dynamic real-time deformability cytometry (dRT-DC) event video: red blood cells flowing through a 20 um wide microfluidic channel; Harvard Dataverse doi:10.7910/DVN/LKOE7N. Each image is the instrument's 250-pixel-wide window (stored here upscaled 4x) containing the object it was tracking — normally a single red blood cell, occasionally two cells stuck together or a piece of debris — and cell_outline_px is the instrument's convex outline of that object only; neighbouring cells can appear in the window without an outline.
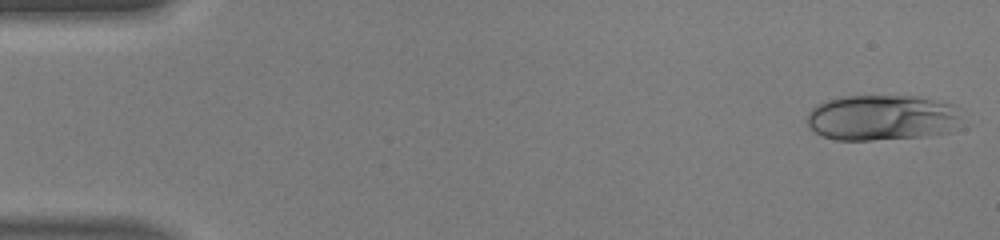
{"species": "human", "species_latin": "Homo sapiens", "temperature_condition": "warm", "stored_images_in_passage": 49, "camera_frame_rate_fps": 3000, "um_per_image_px": 0.085, "donor": {"sex": "male"}, "frame": {"image": 1, "passage_image": 2, "time_ms": 0.333, "image_size_px": [1000, 240], "cell_outline_px": [[960, 116], [952, 132], [920, 136], [872, 140], [836, 140], [824, 136], [816, 132], [808, 124], [808, 112], [816, 104], [828, 100], [844, 96], [912, 96], [952, 104]], "centroid_in_image_um": [74.93, 10.0], "position_along_channel_um": 10.1, "area_um2": 40.69}}
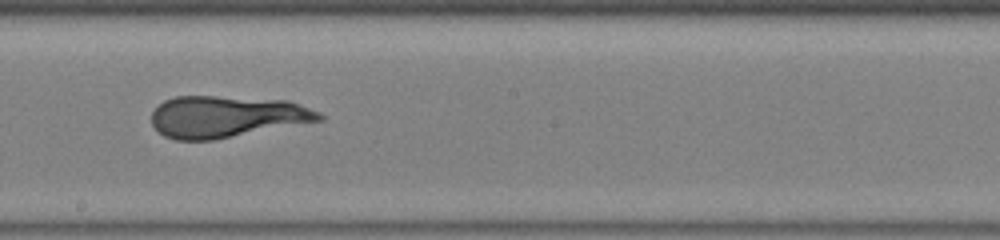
{"frame": {"image": 2, "passage_image": 28, "time_ms": 9.0, "image_size_px": [1000, 240], "cell_outline_px": [[324, 120], [212, 140], [176, 140], [164, 136], [152, 124], [152, 112], [164, 100], [176, 96], [216, 96], [288, 100], [320, 112], [324, 116]], "centroid_in_image_um": [19.27, 9.91], "position_along_channel_um": 228.9, "area_um2": 40.63}}
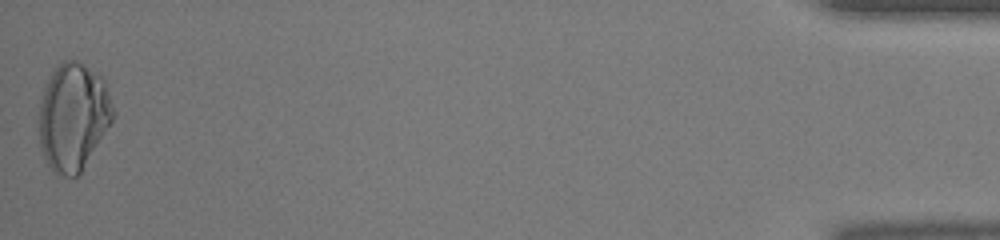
{"frame": {"image": 3, "passage_image": 49, "time_ms": 16.0, "image_size_px": [1000, 240], "cell_outline_px": [[116, 112], [112, 120], [80, 172], [76, 176], [56, 176], [52, 172], [40, 148], [40, 100], [44, 88], [52, 72], [64, 60], [76, 60], [104, 76]], "centroid_in_image_um": [6.24, 9.9], "position_along_channel_um": 429.0, "area_um2": 46.3}}